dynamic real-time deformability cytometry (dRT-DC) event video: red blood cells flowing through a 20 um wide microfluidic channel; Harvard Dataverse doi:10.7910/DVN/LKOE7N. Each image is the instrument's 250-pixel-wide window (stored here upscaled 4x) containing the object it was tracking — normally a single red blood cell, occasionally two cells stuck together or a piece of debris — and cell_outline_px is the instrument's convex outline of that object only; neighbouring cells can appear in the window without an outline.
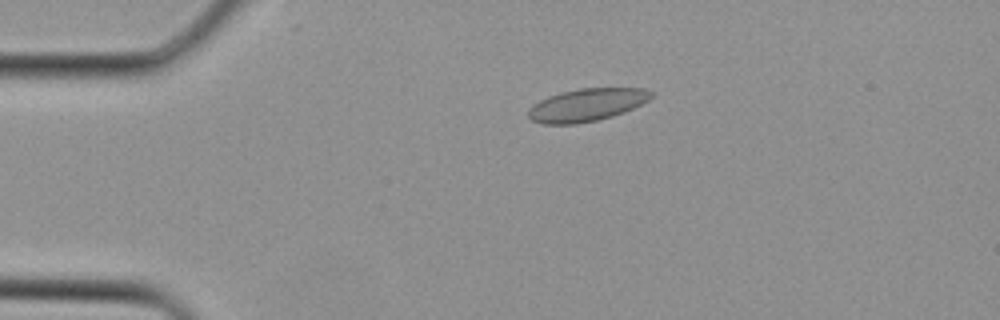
{"species": "Egyptian fruit bat (a non-hibernating species)", "species_latin": "Rousettus aegyptiacus", "temperature_condition": "cold", "stored_images_in_passage": 2, "camera_frame_rate_fps": 3000, "um_per_image_px": 0.085, "animal": {"sex": "female"}, "frame": {"image": 1, "passage_image": 1, "time_ms": 0.0, "image_size_px": [1000, 320], "cell_outline_px": [[652, 96], [648, 100], [624, 112], [612, 116], [596, 120], [576, 124], [544, 124], [532, 120], [528, 116], [528, 112], [540, 100], [548, 96], [560, 92], [580, 88], [644, 88], [652, 92]], "centroid_in_image_um": [49.88, 8.91], "position_along_channel_um": 35.1, "area_um2": 23.12}}
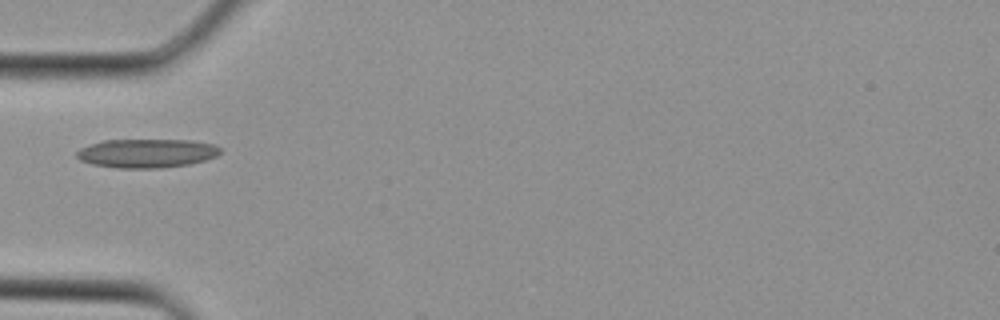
{"frame": {"image": 2, "passage_image": 2, "time_ms": 0.333, "image_size_px": [1000, 320], "cell_outline_px": [[220, 152], [216, 156], [204, 160], [188, 164], [160, 168], [120, 168], [92, 164], [80, 160], [76, 156], [76, 152], [80, 148], [104, 140], [192, 140], [212, 144], [220, 148]], "centroid_in_image_um": [12.45, 13.02], "position_along_channel_um": 72.5, "area_um2": 23.93}}